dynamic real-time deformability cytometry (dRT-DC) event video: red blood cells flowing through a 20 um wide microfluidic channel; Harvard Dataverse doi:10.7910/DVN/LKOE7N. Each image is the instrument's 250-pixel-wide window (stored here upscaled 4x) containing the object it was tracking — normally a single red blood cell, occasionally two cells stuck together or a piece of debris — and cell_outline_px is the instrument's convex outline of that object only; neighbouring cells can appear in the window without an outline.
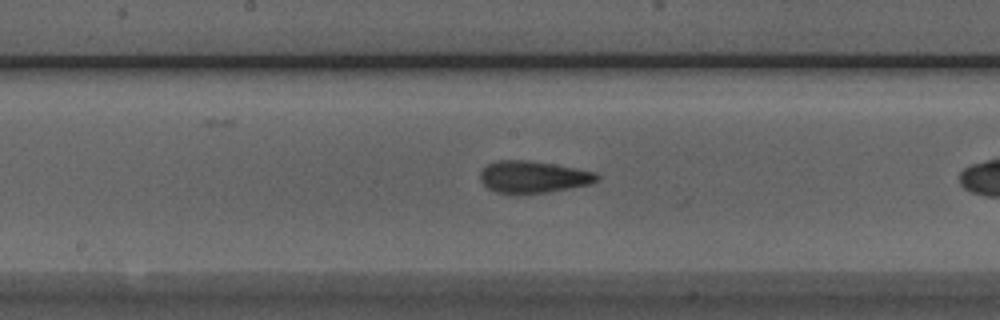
{"species": "Egyptian fruit bat (a non-hibernating species)", "species_latin": "Rousettus aegyptiacus", "temperature_condition": "room temperature", "stored_images_in_passage": 28, "camera_frame_rate_fps": 3000, "um_per_image_px": 0.085, "animal": {"sex": "male"}, "frame": {"image": 1, "passage_image": 13, "time_ms": 4.0, "image_size_px": [1000, 320], "cell_outline_px": [[600, 180], [592, 184], [548, 192], [516, 196], [496, 192], [488, 188], [480, 180], [480, 172], [488, 164], [496, 160], [528, 160], [576, 168], [596, 172], [600, 176]], "centroid_in_image_um": [45.33, 15.07], "position_along_channel_um": 202.9, "area_um2": 22.25}}
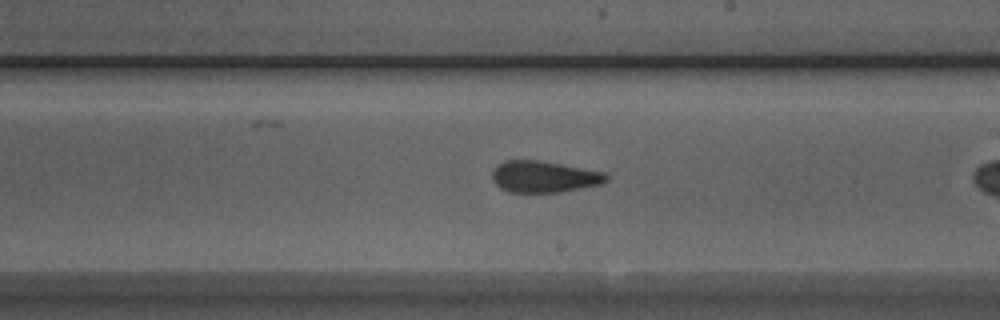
{"frame": {"image": 2, "passage_image": 16, "time_ms": 5.0, "image_size_px": [1000, 320], "cell_outline_px": [[608, 180], [600, 184], [560, 192], [508, 192], [500, 188], [492, 180], [492, 168], [496, 164], [504, 160], [540, 160], [608, 172]], "centroid_in_image_um": [46.22, 15.0], "position_along_channel_um": 242.8, "area_um2": 21.27}, "authors_computed_cell_mechanics": {"area_um2": 21.386, "velocity_mm_per_s": 4.012, "shape_relaxation_time_tau1_ms": null, "shape_relaxation_time_tau2_ms": 1.9068, "deformation_change_tau1": null, "deformation_change_tau2": 0.0869}}